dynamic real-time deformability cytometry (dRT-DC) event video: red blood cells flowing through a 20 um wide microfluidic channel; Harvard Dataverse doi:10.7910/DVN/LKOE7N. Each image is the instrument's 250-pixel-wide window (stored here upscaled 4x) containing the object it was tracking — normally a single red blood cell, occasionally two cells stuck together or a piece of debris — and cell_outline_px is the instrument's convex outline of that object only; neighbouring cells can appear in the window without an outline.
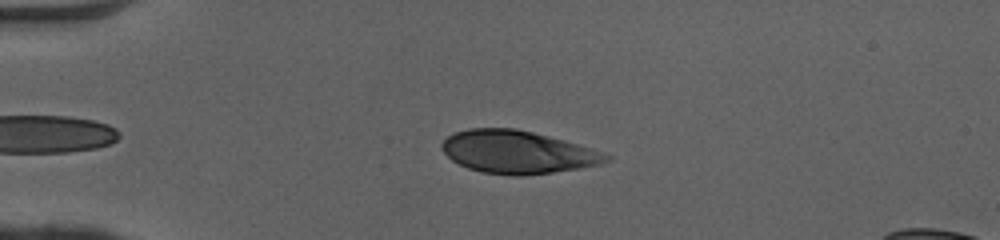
{"species": "human", "species_latin": "Homo sapiens", "temperature_condition": "cold", "stored_images_in_passage": 44, "camera_frame_rate_fps": 3000, "um_per_image_px": 0.085, "donor": {"sex": "female"}, "frame": {"image": 1, "passage_image": 12, "time_ms": 3.667, "image_size_px": [1000, 240], "cell_outline_px": [[612, 160], [600, 164], [580, 168], [524, 176], [516, 176], [480, 172], [468, 168], [452, 160], [440, 148], [440, 144], [452, 132], [468, 128], [516, 128], [564, 140], [612, 156]], "centroid_in_image_um": [43.94, 12.92], "position_along_channel_um": 41.1, "area_um2": 40.92}}
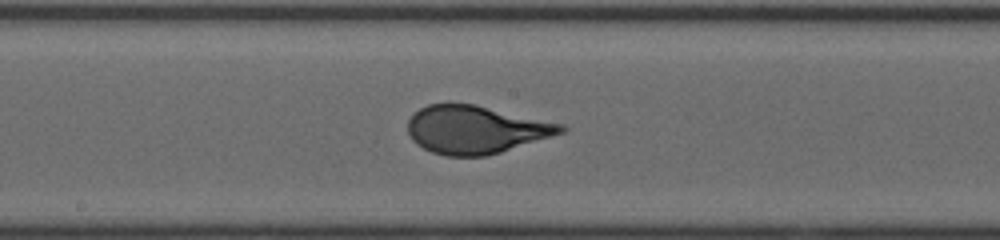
{"frame": {"image": 2, "passage_image": 27, "time_ms": 8.667, "image_size_px": [1000, 240], "cell_outline_px": [[568, 128], [564, 132], [500, 152], [484, 156], [444, 156], [432, 152], [416, 144], [412, 140], [408, 132], [408, 120], [420, 108], [428, 104], [476, 104], [564, 124]], "centroid_in_image_um": [40.44, 11.01], "position_along_channel_um": 207.8, "area_um2": 42.6}}
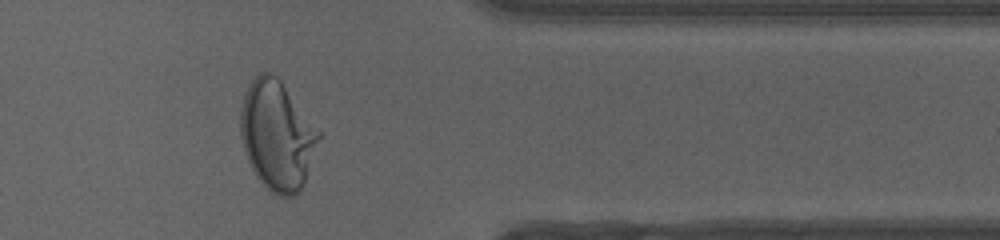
{"frame": {"image": 3, "passage_image": 41, "time_ms": 13.333, "image_size_px": [1000, 240], "cell_outline_px": [[324, 132], [304, 184], [296, 196], [280, 196], [272, 192], [256, 176], [248, 160], [244, 148], [240, 132], [240, 112], [244, 96], [248, 84], [260, 72], [268, 72], [276, 76], [280, 80]], "centroid_in_image_um": [23.61, 11.5], "position_along_channel_um": 387.8, "area_um2": 50.4}, "authors_computed_cell_mechanics": {"area_um2": 42.5408, "velocity_mm_per_s": 4.0815, "shape_relaxation_time_tau1_ms": 3.8472, "shape_relaxation_time_tau2_ms": null, "deformation_change_tau1": 0.2005, "deformation_change_tau2": null}}